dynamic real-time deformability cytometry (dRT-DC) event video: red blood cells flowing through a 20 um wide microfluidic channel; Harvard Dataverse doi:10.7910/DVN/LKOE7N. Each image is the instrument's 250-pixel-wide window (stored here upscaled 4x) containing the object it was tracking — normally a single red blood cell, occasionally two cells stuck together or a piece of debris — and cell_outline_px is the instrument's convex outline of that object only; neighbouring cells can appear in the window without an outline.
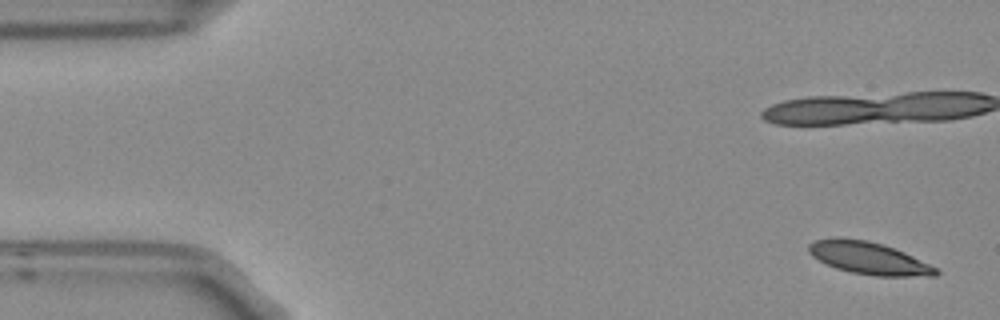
{"species": "Egyptian fruit bat (a non-hibernating species)", "species_latin": "Rousettus aegyptiacus", "temperature_condition": "room temperature", "stored_images_in_passage": 7, "camera_frame_rate_fps": 3000, "um_per_image_px": 0.085, "frame": {"image": 1, "passage_image": 1, "time_ms": 0.0, "image_size_px": [1000, 320], "cell_outline_px": [[940, 272], [936, 276], [876, 276], [852, 272], [836, 268], [812, 256], [808, 252], [808, 244], [816, 240], [868, 240], [904, 252], [936, 268]], "centroid_in_image_um": [73.88, 21.98], "position_along_channel_um": 11.1, "area_um2": 23.0}}
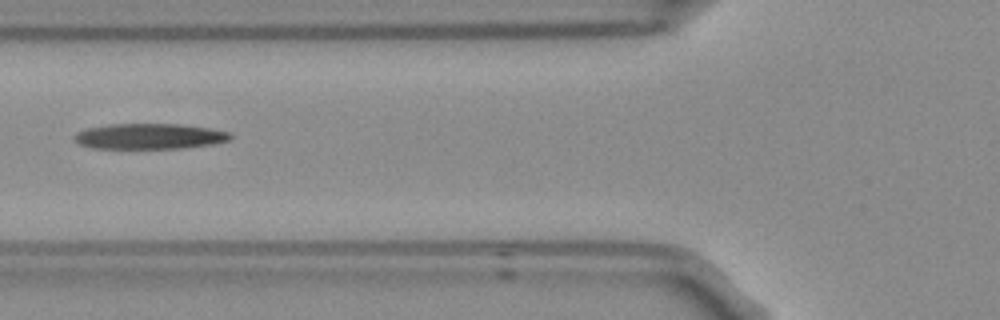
{"frame": {"image": 2, "passage_image": 6, "time_ms": 1.667, "image_size_px": [1000, 320], "cell_outline_px": [[232, 136], [228, 140], [212, 144], [180, 148], [92, 148], [80, 144], [72, 136], [76, 132], [84, 128], [108, 124], [180, 124], [208, 128], [232, 132]], "centroid_in_image_um": [12.67, 11.57], "position_along_channel_um": 113.1, "area_um2": 23.24}}